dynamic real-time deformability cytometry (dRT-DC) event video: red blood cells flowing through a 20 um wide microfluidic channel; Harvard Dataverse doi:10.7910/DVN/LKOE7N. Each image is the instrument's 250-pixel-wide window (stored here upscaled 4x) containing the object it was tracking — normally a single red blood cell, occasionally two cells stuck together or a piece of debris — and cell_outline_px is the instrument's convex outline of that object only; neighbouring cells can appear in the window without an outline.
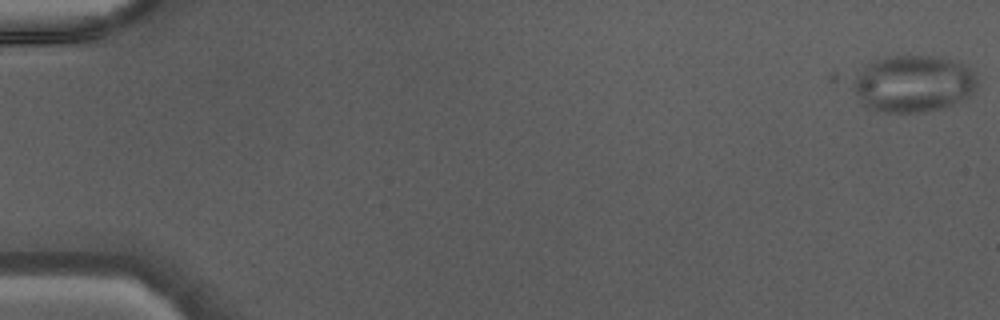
{"species": "Egyptian fruit bat (a non-hibernating species)", "species_latin": "Rousettus aegyptiacus", "temperature_condition": "warm", "stored_images_in_passage": 46, "camera_frame_rate_fps": 3000, "um_per_image_px": 0.085, "animal": {"sex": "male"}, "frame": {"image": 1, "passage_image": 1, "time_ms": 0.0, "image_size_px": [1000, 320], "cell_outline_px": [[976, 92], [944, 108], [924, 112], [884, 112], [864, 108], [860, 104], [852, 84], [856, 76], [864, 64], [884, 56], [936, 56], [964, 64], [976, 76]], "centroid_in_image_um": [77.58, 7.12], "position_along_channel_um": 7.4, "area_um2": 41.5}}
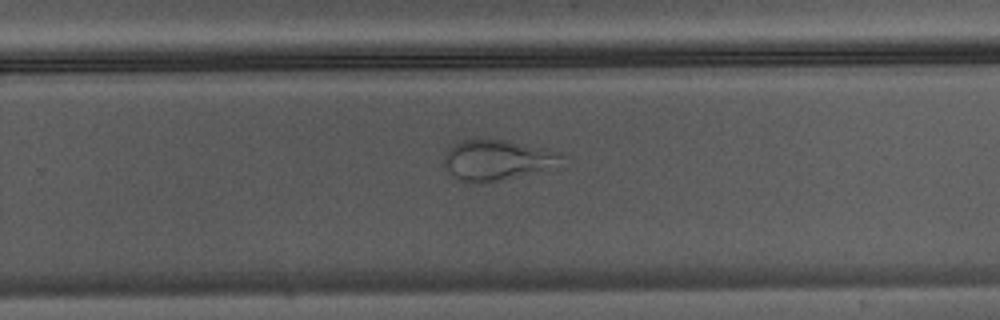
{"frame": {"image": 2, "passage_image": 31, "time_ms": 10.0, "image_size_px": [1000, 320], "cell_outline_px": [[560, 156], [540, 168], [496, 180], [468, 184], [452, 176], [448, 172], [444, 164], [444, 156], [452, 144], [464, 140], [508, 140], [544, 148], [560, 152]], "centroid_in_image_um": [42.01, 13.57], "position_along_channel_um": 287.8, "area_um2": 25.95}}
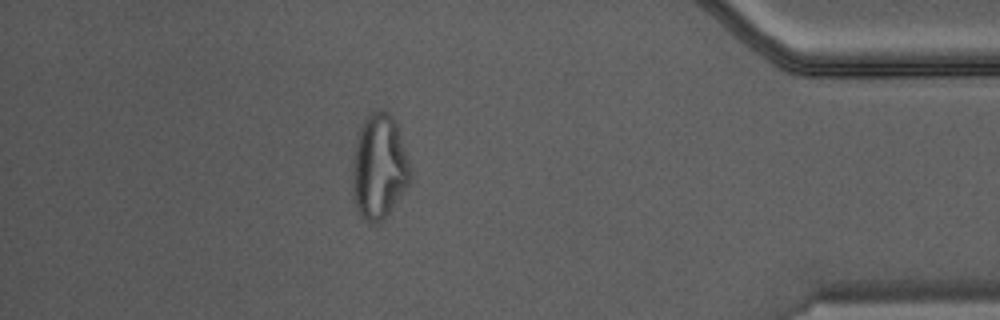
{"frame": {"image": 3, "passage_image": 41, "time_ms": 13.333, "image_size_px": [1000, 320], "cell_outline_px": [[412, 180], [388, 212], [376, 224], [368, 224], [364, 220], [356, 204], [352, 172], [352, 160], [356, 140], [360, 128], [364, 120], [372, 112], [384, 108], [392, 116], [396, 124], [412, 176]], "centroid_in_image_um": [32.21, 14.16], "position_along_channel_um": 403.0, "area_um2": 34.62}}